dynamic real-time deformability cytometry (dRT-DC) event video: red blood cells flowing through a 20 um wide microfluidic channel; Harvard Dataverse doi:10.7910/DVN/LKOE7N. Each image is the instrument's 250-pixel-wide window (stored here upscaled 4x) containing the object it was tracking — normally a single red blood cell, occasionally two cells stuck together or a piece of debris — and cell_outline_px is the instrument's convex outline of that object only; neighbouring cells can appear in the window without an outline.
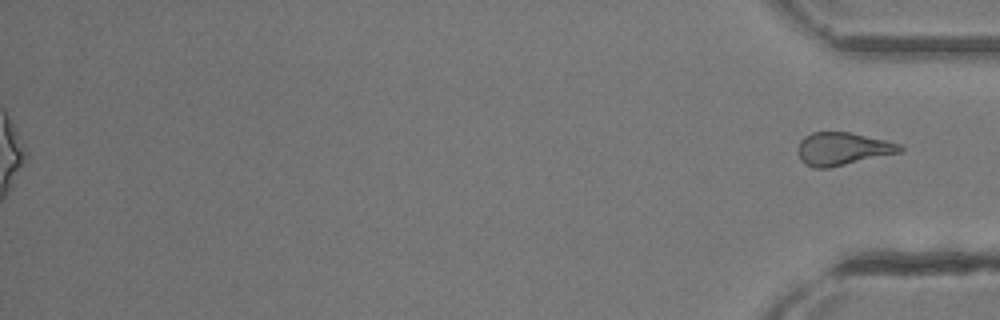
{"species": "common noctule bat (a hibernating species)", "species_latin": "Nyctalus noctula", "temperature_condition": "room temperature", "stored_images_in_passage": 33, "segment_of_instrument_passage": [2, 2], "camera_frame_rate_fps": 3000, "um_per_image_px": 0.085, "animal": {"sex": "female"}, "frame": {"image": 1, "passage_image": 33, "time_ms": 10.667, "image_size_px": [1000, 320], "cell_outline_px": [[904, 148], [900, 152], [828, 168], [812, 168], [804, 164], [800, 160], [796, 152], [800, 140], [804, 136], [812, 132], [848, 132], [884, 140], [900, 144]], "centroid_in_image_um": [71.54, 12.65], "position_along_channel_um": 363.7, "area_um2": 19.48}}